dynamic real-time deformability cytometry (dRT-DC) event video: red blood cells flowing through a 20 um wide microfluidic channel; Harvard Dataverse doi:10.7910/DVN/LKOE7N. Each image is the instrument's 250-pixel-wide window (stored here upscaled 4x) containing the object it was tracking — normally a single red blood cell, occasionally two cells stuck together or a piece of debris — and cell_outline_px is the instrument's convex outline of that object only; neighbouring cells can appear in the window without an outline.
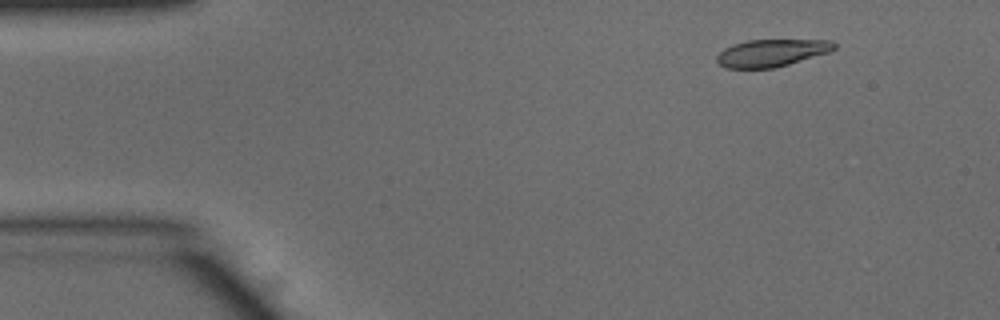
{"species": "common noctule bat (a hibernating species)", "species_latin": "Nyctalus noctula", "temperature_condition": "warm", "stored_images_in_passage": 12, "camera_frame_rate_fps": 3000, "um_per_image_px": 0.085, "animal": {"sex": "male", "body_mass_g": 15.6}, "frame": {"image": 1, "passage_image": 1, "time_ms": 0.0, "image_size_px": [1000, 320], "cell_outline_px": [[836, 48], [828, 52], [788, 64], [772, 68], [724, 68], [716, 60], [716, 56], [724, 48], [732, 44], [748, 40], [832, 40], [836, 44]], "centroid_in_image_um": [65.55, 4.49], "position_along_channel_um": 19.4, "area_um2": 18.55}}
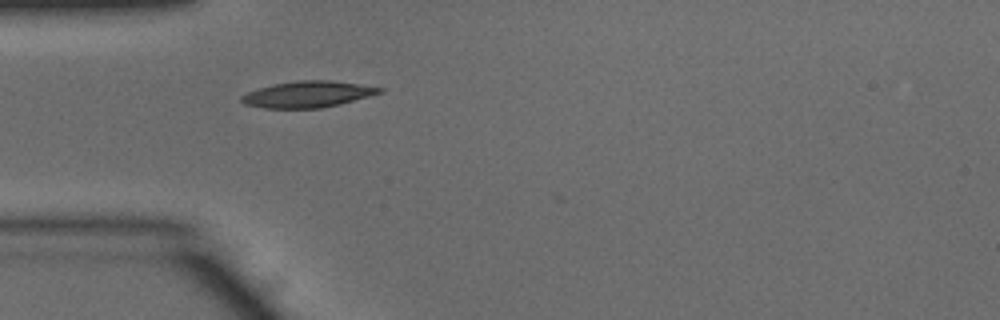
{"frame": {"image": 2, "passage_image": 10, "time_ms": 3.0, "image_size_px": [1000, 320], "cell_outline_px": [[384, 92], [340, 104], [320, 108], [264, 108], [244, 104], [240, 100], [240, 96], [248, 92], [272, 84], [300, 80], [332, 80], [384, 88]], "centroid_in_image_um": [26.16, 8.01], "position_along_channel_um": 58.8, "area_um2": 21.1}}